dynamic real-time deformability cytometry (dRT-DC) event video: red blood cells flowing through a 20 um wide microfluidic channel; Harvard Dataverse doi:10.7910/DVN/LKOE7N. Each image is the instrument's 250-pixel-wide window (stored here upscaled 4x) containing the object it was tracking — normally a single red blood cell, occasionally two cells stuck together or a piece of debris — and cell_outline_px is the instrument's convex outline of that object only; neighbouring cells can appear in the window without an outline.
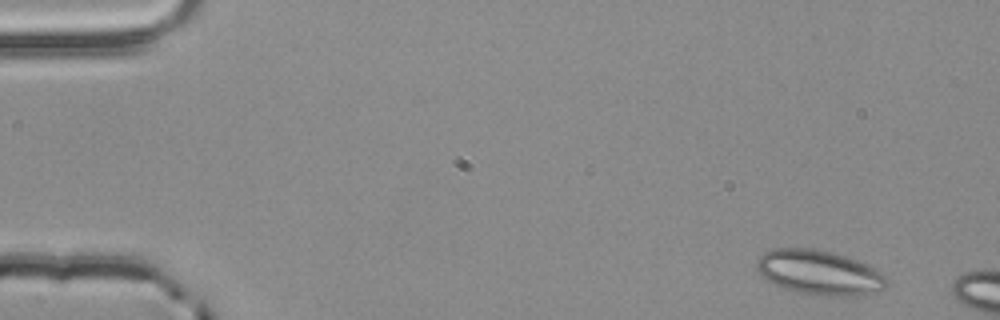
{"species": "common noctule bat (a hibernating species)", "species_latin": "Nyctalus noctula", "temperature_condition": "room temperature", "stored_images_in_passage": 3, "camera_frame_rate_fps": 3000, "um_per_image_px": 0.085, "animal": {"sex": "male", "body_mass_g": 20.4}, "frame": {"image": 1, "passage_image": 1, "time_ms": 0.0, "image_size_px": [1000, 320], "cell_outline_px": [[888, 284], [884, 288], [848, 296], [824, 296], [800, 292], [784, 288], [760, 276], [756, 272], [756, 260], [764, 252], [772, 248], [812, 248], [844, 256], [868, 264], [880, 272], [884, 276]], "centroid_in_image_um": [69.56, 23.14], "position_along_channel_um": 15.4, "area_um2": 33.35}}